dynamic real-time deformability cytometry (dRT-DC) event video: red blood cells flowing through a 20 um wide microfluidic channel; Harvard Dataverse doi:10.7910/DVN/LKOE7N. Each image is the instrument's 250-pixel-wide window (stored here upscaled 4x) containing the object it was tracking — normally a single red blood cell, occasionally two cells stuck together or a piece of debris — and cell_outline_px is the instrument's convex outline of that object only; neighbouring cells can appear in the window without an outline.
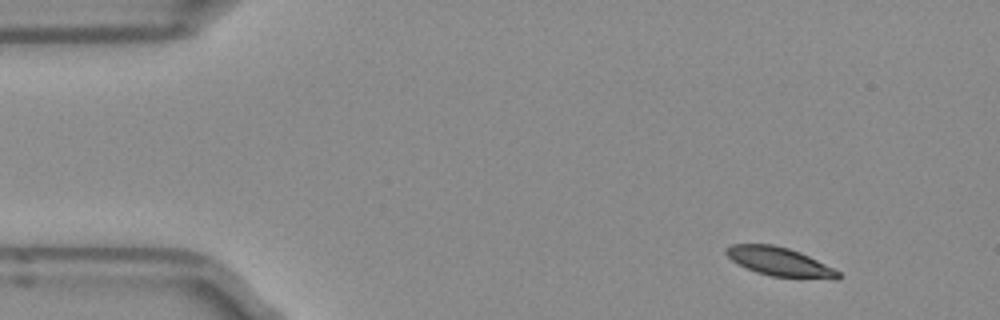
{"species": "Egyptian fruit bat (a non-hibernating species)", "species_latin": "Rousettus aegyptiacus", "temperature_condition": "room temperature", "stored_images_in_passage": 7, "camera_frame_rate_fps": 3000, "um_per_image_px": 0.085, "frame": {"image": 1, "passage_image": 1, "time_ms": 0.0, "image_size_px": [1000, 320], "cell_outline_px": [[840, 280], [836, 280], [772, 276], [756, 272], [732, 260], [724, 252], [724, 248], [732, 244], [772, 244], [788, 248], [800, 252], [840, 272]], "centroid_in_image_um": [66.27, 22.25], "position_along_channel_um": 18.7, "area_um2": 18.67}}
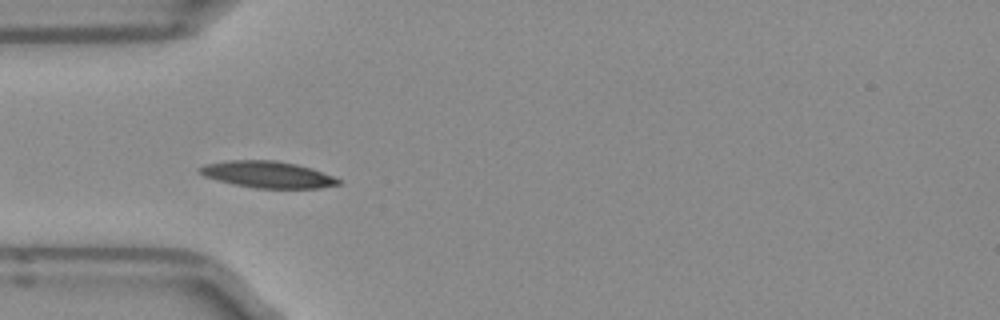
{"frame": {"image": 2, "passage_image": 4, "time_ms": 1.0, "image_size_px": [1000, 320], "cell_outline_px": [[340, 184], [320, 188], [256, 188], [232, 184], [204, 176], [196, 168], [204, 164], [228, 160], [276, 160], [296, 164], [312, 168], [332, 176], [340, 180]], "centroid_in_image_um": [22.72, 14.83], "position_along_channel_um": 62.3, "area_um2": 21.5}}